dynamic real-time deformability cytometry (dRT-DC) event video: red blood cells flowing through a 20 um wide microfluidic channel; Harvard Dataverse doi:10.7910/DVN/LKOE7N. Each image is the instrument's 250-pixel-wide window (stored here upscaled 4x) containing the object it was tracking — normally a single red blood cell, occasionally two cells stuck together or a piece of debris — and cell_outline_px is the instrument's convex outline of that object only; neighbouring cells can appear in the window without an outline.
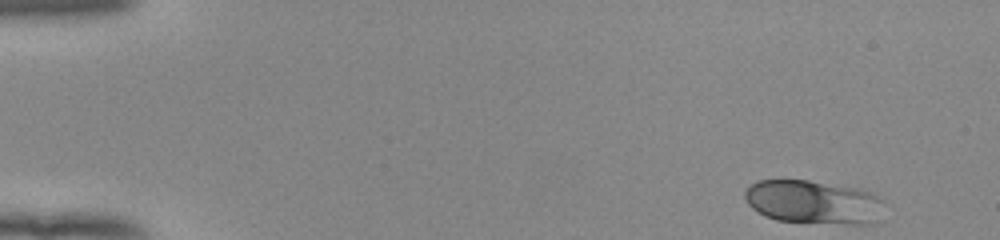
{"species": "human", "species_latin": "Homo sapiens", "temperature_condition": "room temperature", "stored_images_in_passage": 49, "camera_frame_rate_fps": 3000, "um_per_image_px": 0.085, "donor": {"sex": "female"}, "frame": {"image": 1, "passage_image": 1, "time_ms": 0.0, "image_size_px": [1000, 240], "cell_outline_px": [[880, 200], [872, 224], [848, 224], [776, 220], [764, 216], [752, 208], [748, 204], [744, 196], [744, 192], [756, 180], [808, 180], [860, 188], [876, 196]], "centroid_in_image_um": [69.02, 17.16], "position_along_channel_um": 16.0, "area_um2": 34.8}}
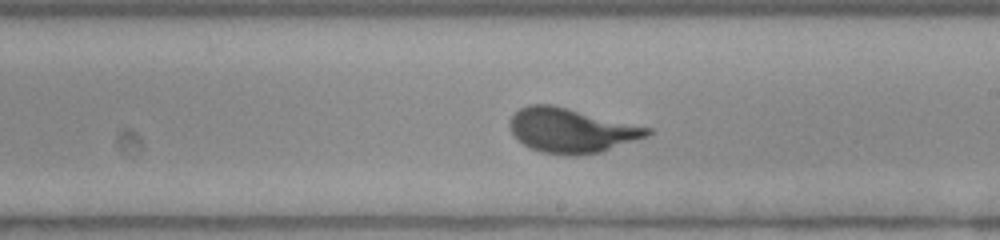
{"frame": {"image": 2, "passage_image": 28, "time_ms": 9.0, "image_size_px": [1000, 240], "cell_outline_px": [[652, 132], [648, 136], [600, 152], [576, 156], [568, 156], [540, 152], [524, 144], [512, 132], [508, 124], [508, 120], [520, 108], [528, 104], [552, 104], [652, 128]], "centroid_in_image_um": [48.56, 11.08], "position_along_channel_um": 240.4, "area_um2": 35.6}}
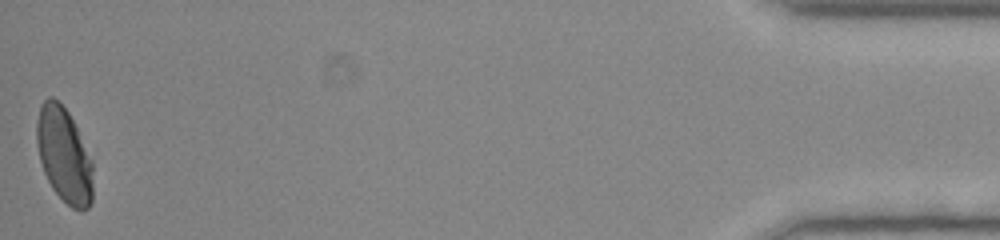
{"frame": {"image": 3, "passage_image": 49, "time_ms": 16.0, "image_size_px": [1000, 240], "cell_outline_px": [[92, 200], [88, 208], [80, 212], [72, 208], [52, 188], [44, 172], [40, 160], [36, 140], [36, 120], [40, 104], [48, 96], [52, 96], [68, 112], [92, 160]], "centroid_in_image_um": [5.43, 13.18], "position_along_channel_um": 429.8, "area_um2": 30.92}, "authors_computed_cell_mechanics": {"area_um2": 34.7378, "velocity_mm_per_s": 3.9361, "shape_relaxation_time_tau1_ms": 3.3517, "shape_relaxation_time_tau2_ms": null, "deformation_change_tau1": 0.1559, "deformation_change_tau2": null}}